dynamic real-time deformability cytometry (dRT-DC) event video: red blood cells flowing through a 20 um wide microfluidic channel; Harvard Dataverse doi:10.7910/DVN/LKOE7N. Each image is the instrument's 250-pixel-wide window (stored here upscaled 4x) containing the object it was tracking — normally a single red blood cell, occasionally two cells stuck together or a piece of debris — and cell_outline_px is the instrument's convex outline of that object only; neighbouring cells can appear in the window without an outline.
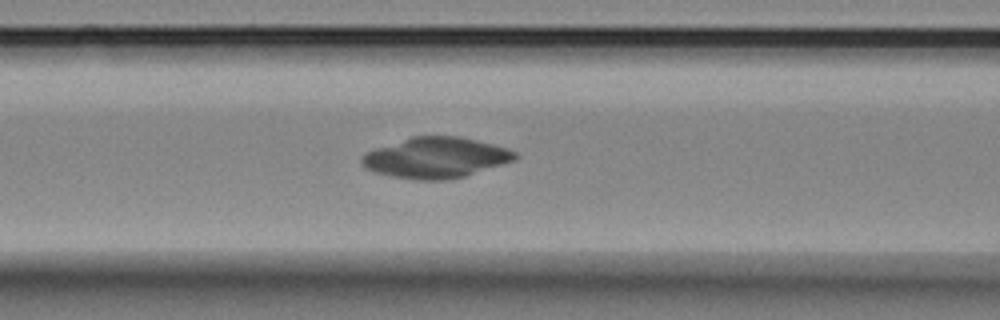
{"species": "Egyptian fruit bat (a non-hibernating species)", "species_latin": "Rousettus aegyptiacus", "temperature_condition": "room temperature", "stored_images_in_passage": 57, "camera_frame_rate_fps": 3000, "um_per_image_px": 0.085, "animal": {"sex": "female"}, "frame": {"image": 1, "passage_image": 23, "time_ms": 7.333, "image_size_px": [1000, 320], "cell_outline_px": [[520, 156], [516, 160], [464, 176], [448, 180], [416, 180], [392, 176], [372, 172], [364, 168], [360, 164], [360, 156], [364, 152], [412, 136], [456, 136], [492, 144], [508, 148], [516, 152]], "centroid_in_image_um": [37.0, 13.41], "position_along_channel_um": 129.6, "area_um2": 36.47}}
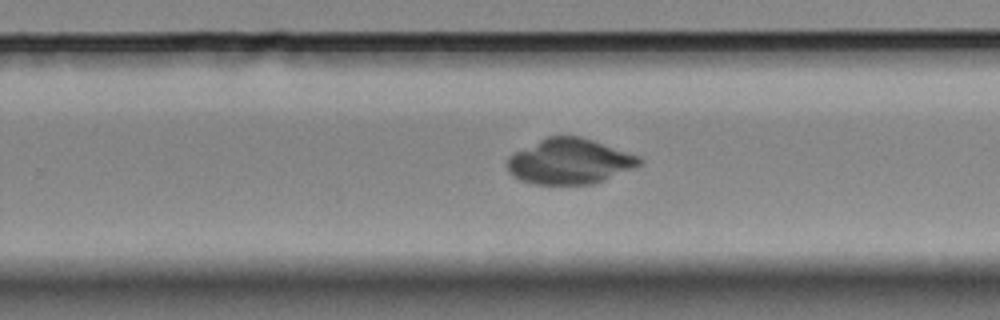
{"frame": {"image": 2, "passage_image": 36, "time_ms": 11.667, "image_size_px": [1000, 320], "cell_outline_px": [[644, 164], [604, 180], [592, 184], [532, 184], [520, 180], [512, 176], [508, 168], [508, 156], [512, 152], [548, 136], [580, 136], [640, 156], [644, 160]], "centroid_in_image_um": [48.42, 13.72], "position_along_channel_um": 281.4, "area_um2": 35.08}}
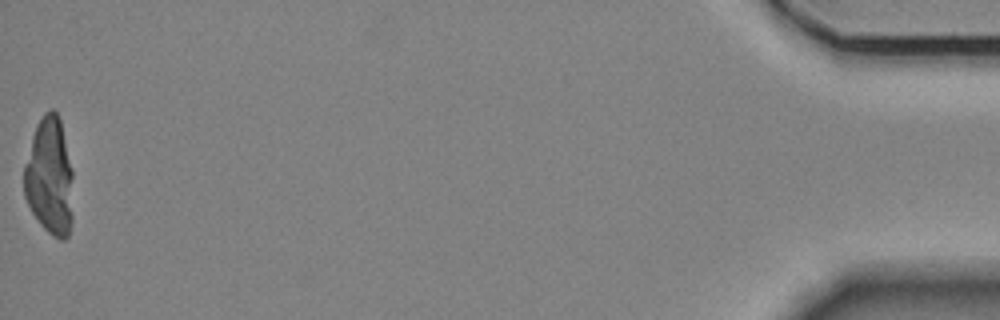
{"frame": {"image": 3, "passage_image": 57, "time_ms": 18.667, "image_size_px": [1000, 320], "cell_outline_px": [[72, 220], [68, 236], [64, 240], [60, 240], [52, 236], [40, 224], [32, 212], [24, 196], [24, 168], [32, 136], [36, 124], [44, 112], [52, 108], [60, 116], [72, 172]], "centroid_in_image_um": [4.22, 15.01], "position_along_channel_um": 431.0, "area_um2": 33.81}}